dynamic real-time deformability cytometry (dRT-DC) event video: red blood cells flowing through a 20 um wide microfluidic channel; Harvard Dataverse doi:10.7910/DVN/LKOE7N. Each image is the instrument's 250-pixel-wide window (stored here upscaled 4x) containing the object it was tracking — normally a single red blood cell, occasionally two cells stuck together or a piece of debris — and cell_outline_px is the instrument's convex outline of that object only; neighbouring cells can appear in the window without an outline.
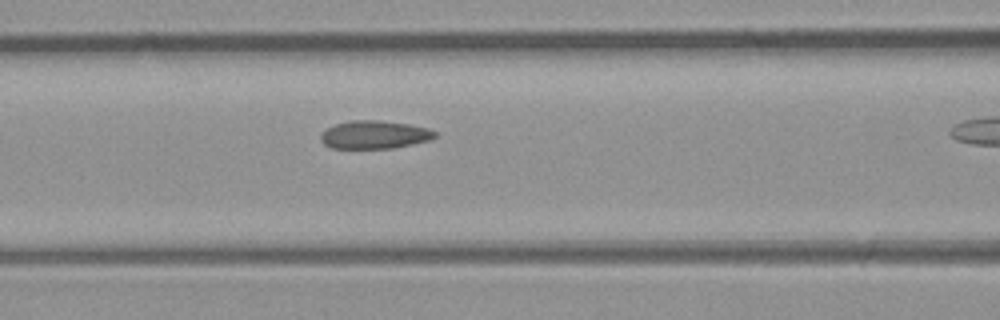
{"species": "common noctule bat (a hibernating species)", "species_latin": "Nyctalus noctula", "temperature_condition": "room temperature", "stored_images_in_passage": 11, "camera_frame_rate_fps": 3000, "um_per_image_px": 0.085, "animal": {"sex": "male", "body_mass_g": 23.1, "forearm_length_mm": 52.7}, "frame": {"image": 1, "passage_image": 10, "time_ms": 3.0, "image_size_px": [1000, 320], "cell_outline_px": [[436, 136], [428, 140], [412, 144], [392, 148], [332, 148], [324, 144], [320, 140], [320, 136], [328, 128], [336, 124], [352, 120], [380, 120], [408, 124], [428, 128], [436, 132]], "centroid_in_image_um": [31.83, 11.45], "position_along_channel_um": 134.8, "area_um2": 18.5}}